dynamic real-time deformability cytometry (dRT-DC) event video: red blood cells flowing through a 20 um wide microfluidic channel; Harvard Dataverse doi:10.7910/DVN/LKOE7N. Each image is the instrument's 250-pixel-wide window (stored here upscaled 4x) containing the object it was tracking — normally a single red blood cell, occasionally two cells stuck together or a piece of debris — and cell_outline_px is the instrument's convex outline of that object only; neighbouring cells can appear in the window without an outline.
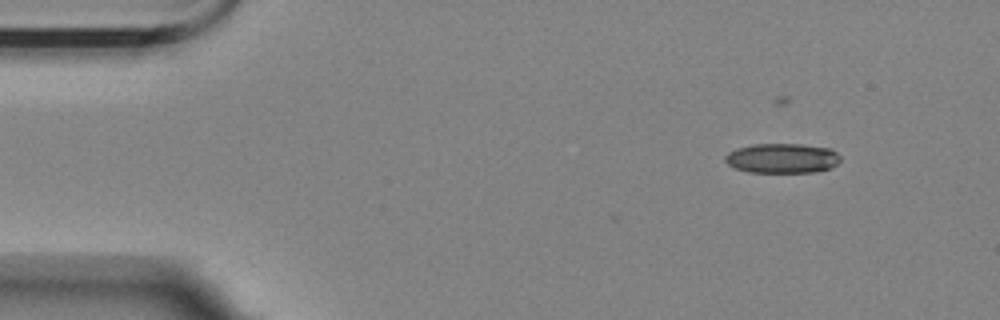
{"species": "Egyptian fruit bat (a non-hibernating species)", "species_latin": "Rousettus aegyptiacus", "temperature_condition": "room temperature", "stored_images_in_passage": 2, "camera_frame_rate_fps": 3000, "um_per_image_px": 0.085, "animal": {"sex": "female"}, "frame": {"image": 1, "passage_image": 2, "time_ms": 1.333, "image_size_px": [1000, 320], "cell_outline_px": [[840, 160], [836, 164], [828, 168], [816, 172], [748, 172], [736, 168], [728, 164], [724, 160], [724, 156], [728, 152], [736, 148], [752, 144], [800, 144], [828, 148], [836, 152], [840, 156]], "centroid_in_image_um": [66.45, 13.45], "position_along_channel_um": 18.6, "area_um2": 19.94}}